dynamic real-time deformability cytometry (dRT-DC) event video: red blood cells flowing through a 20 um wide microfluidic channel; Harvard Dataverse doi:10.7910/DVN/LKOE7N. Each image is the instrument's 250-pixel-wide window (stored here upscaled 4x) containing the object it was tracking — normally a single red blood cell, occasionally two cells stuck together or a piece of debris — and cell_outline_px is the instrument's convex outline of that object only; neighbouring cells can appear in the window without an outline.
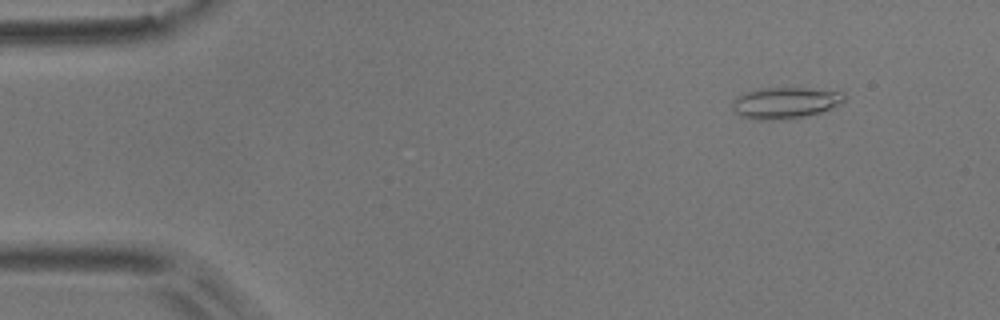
{"species": "common noctule bat (a hibernating species)", "species_latin": "Nyctalus noctula", "temperature_condition": "room temperature", "stored_images_in_passage": 3, "camera_frame_rate_fps": 3000, "um_per_image_px": 0.085, "animal": {"sex": "male", "body_mass_g": 17.9}, "frame": {"image": 1, "passage_image": 2, "time_ms": 0.333, "image_size_px": [1000, 320], "cell_outline_px": [[844, 100], [840, 104], [824, 112], [808, 116], [780, 120], [760, 120], [740, 116], [732, 108], [732, 100], [748, 92], [760, 88], [808, 88], [844, 92]], "centroid_in_image_um": [66.78, 8.75], "position_along_channel_um": 18.2, "area_um2": 20.52}}